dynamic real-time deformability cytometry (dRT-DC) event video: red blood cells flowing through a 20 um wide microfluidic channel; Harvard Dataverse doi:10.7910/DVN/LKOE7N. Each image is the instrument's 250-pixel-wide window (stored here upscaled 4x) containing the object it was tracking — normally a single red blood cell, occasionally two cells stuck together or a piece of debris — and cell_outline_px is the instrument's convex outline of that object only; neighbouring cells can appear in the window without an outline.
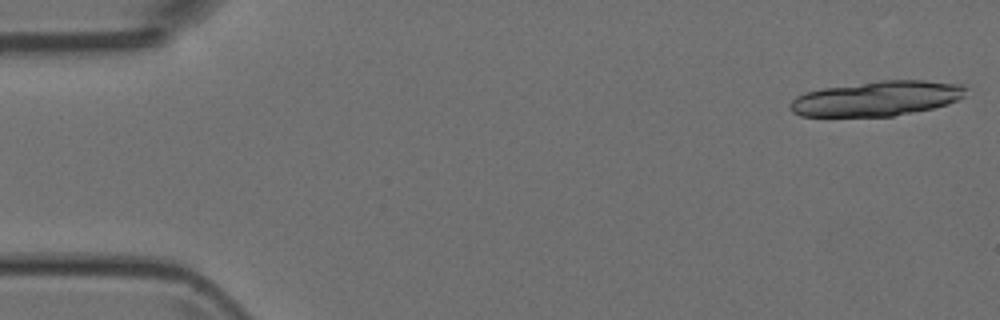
{"species": "Egyptian fruit bat (a non-hibernating species)", "species_latin": "Rousettus aegyptiacus", "temperature_condition": "room temperature", "stored_images_in_passage": 19, "camera_frame_rate_fps": 3000, "um_per_image_px": 0.085, "animal": {"sex": "female"}, "frame": {"image": 1, "passage_image": 1, "time_ms": 0.0, "image_size_px": [1000, 320], "cell_outline_px": [[968, 88], [964, 96], [960, 100], [948, 104], [932, 108], [892, 116], [800, 116], [792, 112], [788, 108], [788, 104], [796, 96], [804, 92], [824, 88], [880, 80], [924, 80], [964, 84]], "centroid_in_image_um": [74.55, 8.36], "position_along_channel_um": 10.5, "area_um2": 36.01}}